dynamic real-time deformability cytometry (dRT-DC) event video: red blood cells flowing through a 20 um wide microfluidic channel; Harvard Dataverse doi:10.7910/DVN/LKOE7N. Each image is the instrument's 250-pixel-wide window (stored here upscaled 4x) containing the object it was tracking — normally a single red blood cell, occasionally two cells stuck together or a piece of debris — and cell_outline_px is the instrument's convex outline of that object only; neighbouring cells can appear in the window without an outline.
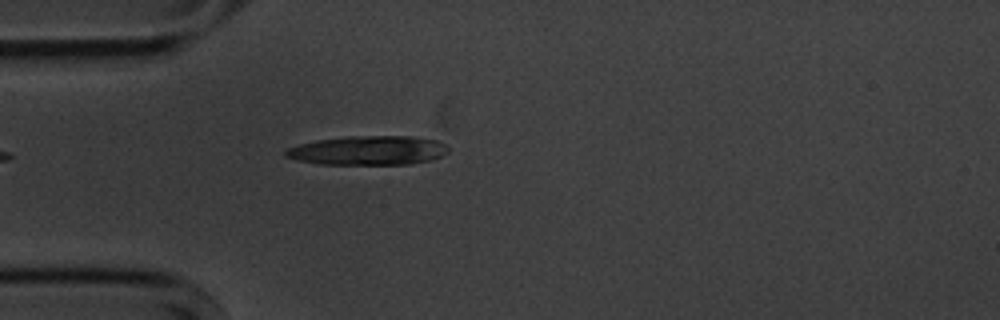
{"species": "common noctule bat (a hibernating species)", "species_latin": "Nyctalus noctula", "temperature_condition": "cold", "stored_images_in_passage": 34, "camera_frame_rate_fps": 3000, "um_per_image_px": 0.085, "animal": {"sex": "male", "body_mass_g": 20.1, "forearm_length_mm": 53.5}, "frame": {"image": 1, "passage_image": 1, "time_ms": 0.0, "image_size_px": [1000, 320], "cell_outline_px": [[448, 152], [432, 160], [408, 164], [320, 164], [300, 160], [284, 156], [284, 152], [288, 148], [300, 144], [316, 140], [348, 136], [412, 136], [436, 140], [444, 144], [448, 148]], "centroid_in_image_um": [31.3, 12.78], "position_along_channel_um": 53.7, "area_um2": 27.51}}
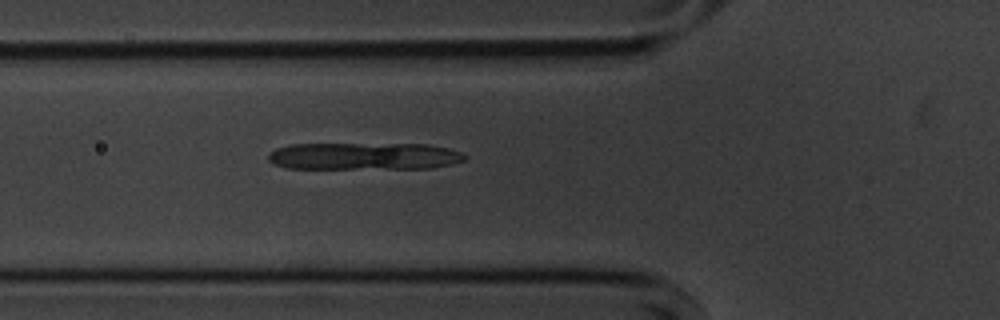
{"frame": {"image": 2, "passage_image": 5, "time_ms": 1.333, "image_size_px": [1000, 320], "cell_outline_px": [[468, 156], [464, 160], [452, 164], [432, 168], [288, 168], [272, 164], [268, 160], [268, 152], [276, 148], [292, 144], [428, 144], [448, 148], [460, 152]], "centroid_in_image_um": [30.93, 13.27], "position_along_channel_um": 94.9, "area_um2": 31.21}}